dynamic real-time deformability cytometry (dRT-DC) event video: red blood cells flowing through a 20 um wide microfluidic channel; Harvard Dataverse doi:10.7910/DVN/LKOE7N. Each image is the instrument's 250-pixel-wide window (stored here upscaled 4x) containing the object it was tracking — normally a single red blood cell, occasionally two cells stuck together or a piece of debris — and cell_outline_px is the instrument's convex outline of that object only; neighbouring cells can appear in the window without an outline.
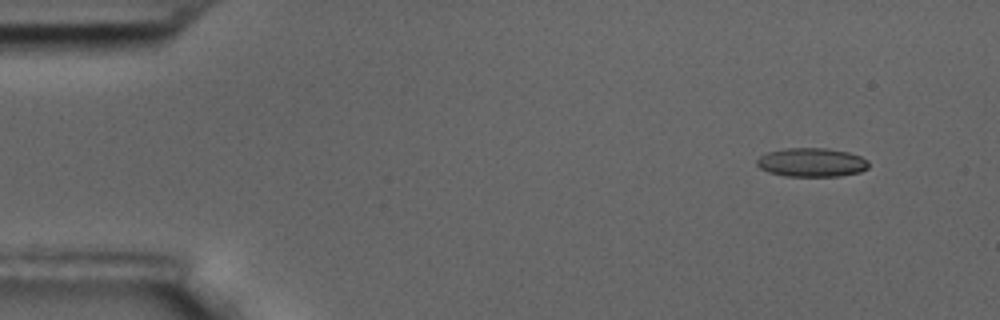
{"species": "common noctule bat (a hibernating species)", "species_latin": "Nyctalus noctula", "temperature_condition": "room temperature", "stored_images_in_passage": 53, "camera_frame_rate_fps": 3000, "um_per_image_px": 0.085, "animal": {"sex": "male", "body_mass_g": 17.5, "forearm_length_mm": 52.3}, "frame": {"image": 1, "passage_image": 1, "time_ms": 0.0, "image_size_px": [1000, 320], "cell_outline_px": [[868, 168], [860, 172], [840, 176], [784, 176], [768, 172], [760, 168], [756, 164], [756, 160], [760, 156], [768, 152], [784, 148], [828, 148], [848, 152], [860, 156], [868, 160]], "centroid_in_image_um": [68.98, 13.8], "position_along_channel_um": 16.0, "area_um2": 18.9}}
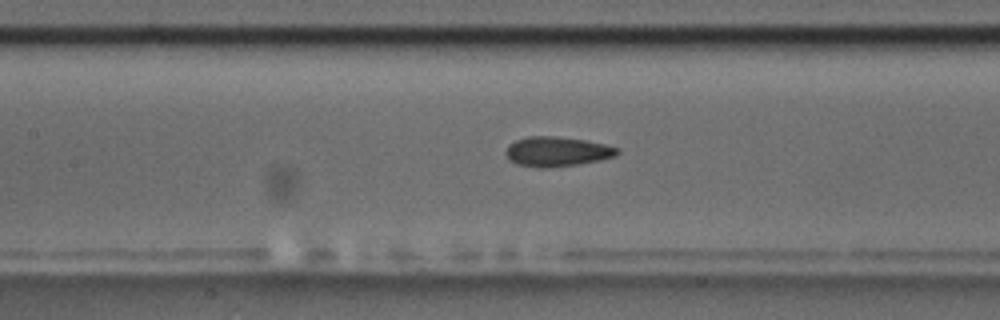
{"frame": {"image": 2, "passage_image": 22, "time_ms": 7.0, "image_size_px": [1000, 320], "cell_outline_px": [[620, 152], [616, 156], [600, 160], [576, 164], [544, 168], [540, 168], [516, 164], [508, 160], [504, 152], [508, 144], [516, 140], [528, 136], [556, 136], [584, 140], [604, 144], [620, 148]], "centroid_in_image_um": [47.31, 12.88], "position_along_channel_um": 160.1, "area_um2": 19.42}}
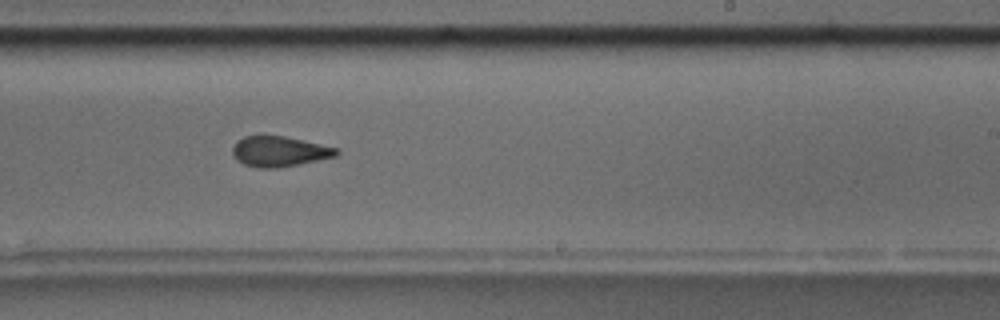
{"frame": {"image": 3, "passage_image": 31, "time_ms": 10.0, "image_size_px": [1000, 320], "cell_outline_px": [[340, 152], [336, 156], [276, 168], [256, 168], [244, 164], [236, 160], [232, 152], [232, 148], [236, 140], [244, 136], [260, 132], [264, 132], [284, 136], [340, 148]], "centroid_in_image_um": [23.68, 12.82], "position_along_channel_um": 265.3, "area_um2": 18.96}, "authors_computed_cell_mechanics": {"area_um2": 18.9584, "velocity_mm_per_s": 3.5255, "shape_relaxation_time_tau1_ms": 6.6678, "shape_relaxation_time_tau2_ms": 2.0976, "deformation_change_tau1": 0.1518, "deformation_change_tau2": 0.0892}}